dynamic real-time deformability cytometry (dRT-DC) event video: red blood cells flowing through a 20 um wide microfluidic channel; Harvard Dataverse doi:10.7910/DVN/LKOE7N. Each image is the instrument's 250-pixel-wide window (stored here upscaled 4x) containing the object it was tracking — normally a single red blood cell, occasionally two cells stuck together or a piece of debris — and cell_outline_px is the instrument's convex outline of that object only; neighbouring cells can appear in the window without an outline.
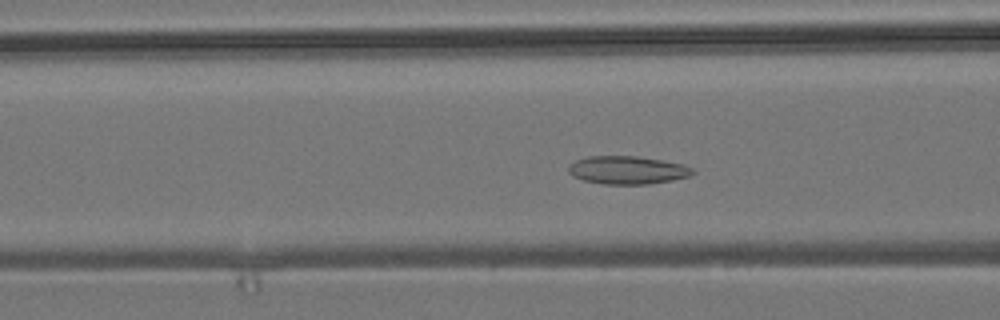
{"species": "common noctule bat (a hibernating species)", "species_latin": "Nyctalus noctula", "temperature_condition": "room temperature", "stored_images_in_passage": 53, "camera_frame_rate_fps": 3000, "um_per_image_px": 0.085, "animal": {"sex": "male", "body_mass_g": 19.2, "forearm_length_mm": 51.8}, "frame": {"image": 1, "passage_image": 20, "time_ms": 6.333, "image_size_px": [1000, 320], "cell_outline_px": [[696, 172], [688, 176], [672, 180], [648, 184], [604, 184], [584, 180], [572, 176], [568, 172], [568, 164], [576, 160], [588, 156], [636, 156], [684, 164], [692, 168]], "centroid_in_image_um": [53.3, 14.45], "position_along_channel_um": 113.3, "area_um2": 20.29}}
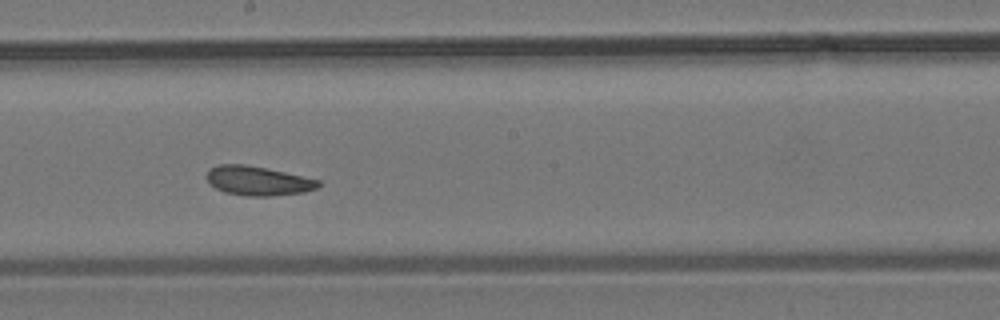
{"frame": {"image": 2, "passage_image": 29, "time_ms": 9.333, "image_size_px": [1000, 320], "cell_outline_px": [[320, 184], [316, 188], [304, 192], [272, 196], [244, 196], [224, 192], [216, 188], [204, 176], [208, 168], [220, 164], [248, 164], [320, 180]], "centroid_in_image_um": [21.88, 15.36], "position_along_channel_um": 226.3, "area_um2": 19.13}}
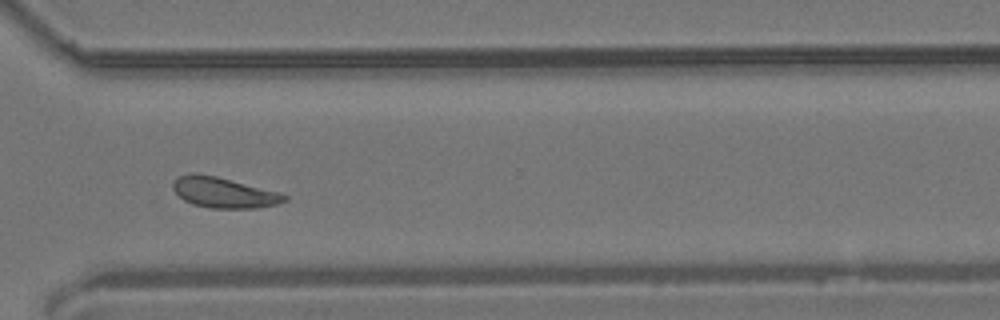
{"frame": {"image": 3, "passage_image": 39, "time_ms": 12.667, "image_size_px": [1000, 320], "cell_outline_px": [[288, 200], [276, 204], [256, 208], [212, 208], [192, 204], [184, 200], [172, 188], [172, 184], [180, 176], [188, 172], [196, 172], [216, 176], [276, 192], [288, 196]], "centroid_in_image_um": [18.98, 16.36], "position_along_channel_um": 351.6, "area_um2": 19.54}, "authors_computed_cell_mechanics": {"area_um2": 19.7676, "velocity_mm_per_s": 3.7719, "shape_relaxation_time_tau1_ms": null, "shape_relaxation_time_tau2_ms": 3.6854, "deformation_change_tau1": null, "deformation_change_tau2": 0.0797}}